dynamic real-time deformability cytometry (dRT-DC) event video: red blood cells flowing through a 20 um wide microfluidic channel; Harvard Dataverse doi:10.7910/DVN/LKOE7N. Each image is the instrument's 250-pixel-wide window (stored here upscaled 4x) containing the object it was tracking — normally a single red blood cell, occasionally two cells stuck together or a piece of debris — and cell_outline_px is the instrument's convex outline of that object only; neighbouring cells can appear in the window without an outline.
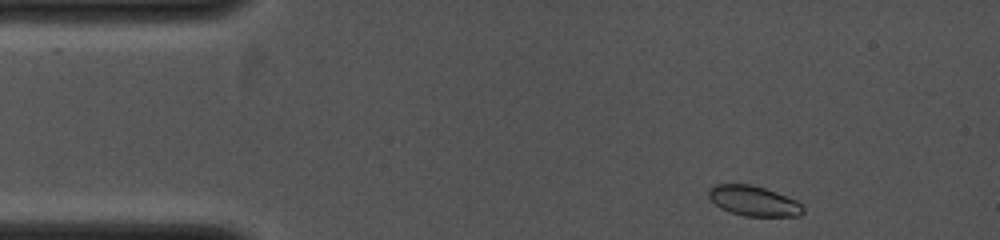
{"species": "common noctule bat (a hibernating species)", "species_latin": "Nyctalus noctula", "temperature_condition": "cold", "stored_images_in_passage": 38, "camera_frame_rate_fps": 4000, "um_per_image_px": 0.085, "animal": {"sex": "female", "body_mass_g": 19.0, "forearm_length_mm": 53.3}, "frame": {"image": 1, "passage_image": 1, "time_ms": 0.0, "image_size_px": [1000, 240], "cell_outline_px": [[804, 212], [800, 216], [744, 216], [728, 212], [720, 208], [708, 196], [708, 188], [716, 184], [752, 184], [776, 192], [796, 200], [804, 208]], "centroid_in_image_um": [64.04, 17.08], "position_along_channel_um": 21.0, "area_um2": 16.65}}
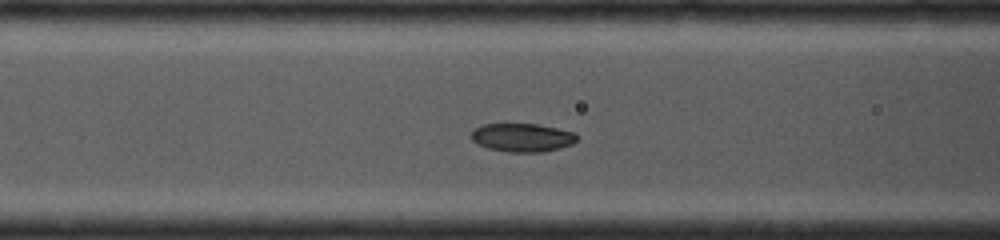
{"frame": {"image": 2, "passage_image": 27, "time_ms": 3.5, "image_size_px": [1000, 240], "cell_outline_px": [[580, 136], [572, 144], [560, 148], [544, 152], [508, 152], [488, 148], [476, 144], [468, 136], [472, 128], [480, 124], [536, 124], [576, 132]], "centroid_in_image_um": [44.35, 11.69], "position_along_channel_um": 122.3, "area_um2": 17.92}}
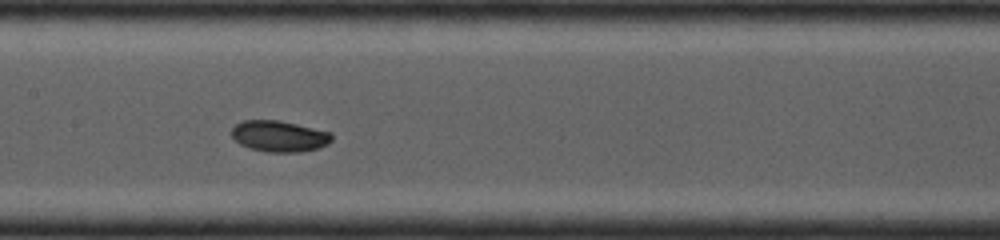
{"frame": {"image": 3, "passage_image": 37, "time_ms": 4.75, "image_size_px": [1000, 240], "cell_outline_px": [[332, 140], [328, 144], [320, 148], [300, 152], [268, 152], [252, 148], [240, 144], [232, 136], [232, 128], [236, 124], [244, 120], [280, 120], [332, 132]], "centroid_in_image_um": [23.78, 11.57], "position_along_channel_um": 183.6, "area_um2": 18.21}}